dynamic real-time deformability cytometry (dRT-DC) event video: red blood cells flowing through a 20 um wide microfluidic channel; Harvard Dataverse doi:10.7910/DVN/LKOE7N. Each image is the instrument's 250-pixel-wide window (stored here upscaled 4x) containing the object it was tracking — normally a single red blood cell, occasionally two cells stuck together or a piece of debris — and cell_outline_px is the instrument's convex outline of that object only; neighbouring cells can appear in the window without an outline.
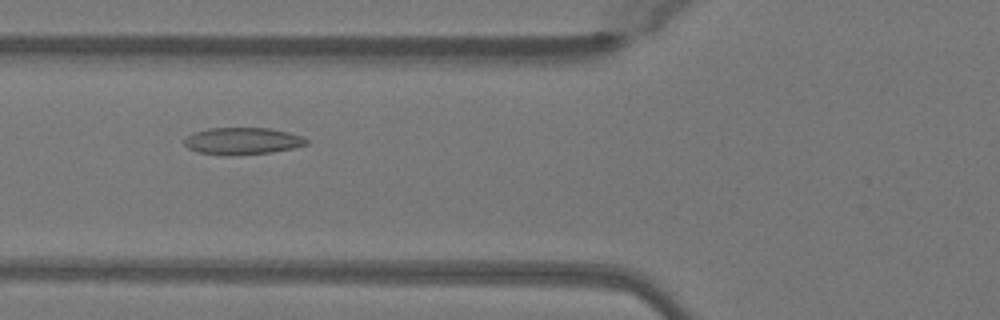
{"species": "Egyptian fruit bat (a non-hibernating species)", "species_latin": "Rousettus aegyptiacus", "temperature_condition": "warm", "stored_images_in_passage": 39, "camera_frame_rate_fps": 3000, "um_per_image_px": 0.085, "animal": {"sex": "female"}, "frame": {"image": 1, "passage_image": 7, "time_ms": 2.0, "image_size_px": [1000, 320], "cell_outline_px": [[308, 144], [296, 148], [272, 152], [232, 156], [224, 156], [196, 152], [188, 148], [184, 144], [184, 140], [192, 132], [208, 128], [272, 128], [304, 136], [308, 140]], "centroid_in_image_um": [20.62, 11.99], "position_along_channel_um": 105.2, "area_um2": 19.65}}
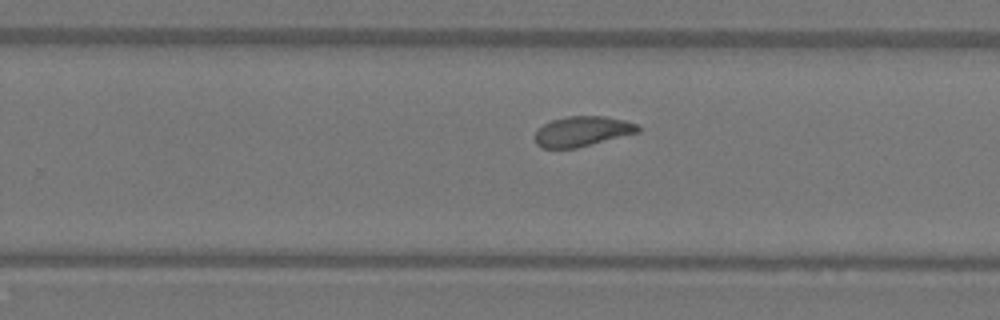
{"frame": {"image": 2, "passage_image": 20, "time_ms": 6.333, "image_size_px": [1000, 320], "cell_outline_px": [[640, 132], [576, 148], [544, 148], [536, 144], [532, 136], [544, 124], [552, 120], [568, 116], [604, 116], [624, 120], [636, 124], [640, 128]], "centroid_in_image_um": [49.47, 11.17], "position_along_channel_um": 280.3, "area_um2": 18.03}}
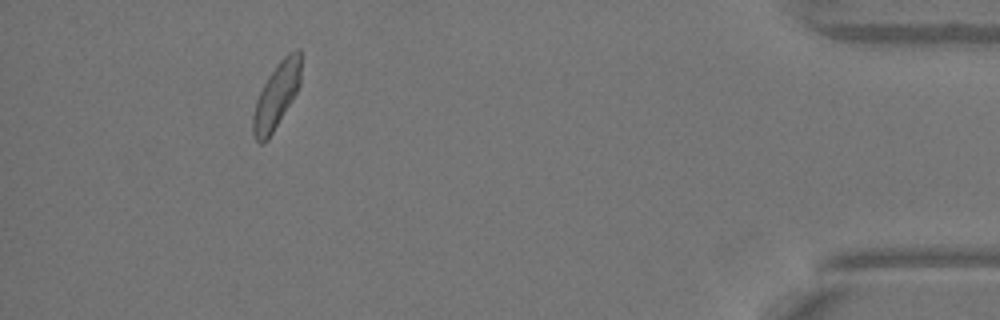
{"frame": {"image": 3, "passage_image": 34, "time_ms": 11.0, "image_size_px": [1000, 320], "cell_outline_px": [[300, 84], [292, 100], [268, 140], [260, 144], [256, 140], [252, 132], [252, 116], [256, 100], [268, 76], [280, 60], [288, 52], [296, 48], [300, 48]], "centroid_in_image_um": [23.48, 8.13], "position_along_channel_um": 411.7, "area_um2": 18.21}, "authors_computed_cell_mechanics": {"area_um2": 18.496, "velocity_mm_per_s": 4.0562, "shape_relaxation_time_tau1_ms": 8.7965, "shape_relaxation_time_tau2_ms": 1.575, "deformation_change_tau1": 0.1773, "deformation_change_tau2": 0.0651}}